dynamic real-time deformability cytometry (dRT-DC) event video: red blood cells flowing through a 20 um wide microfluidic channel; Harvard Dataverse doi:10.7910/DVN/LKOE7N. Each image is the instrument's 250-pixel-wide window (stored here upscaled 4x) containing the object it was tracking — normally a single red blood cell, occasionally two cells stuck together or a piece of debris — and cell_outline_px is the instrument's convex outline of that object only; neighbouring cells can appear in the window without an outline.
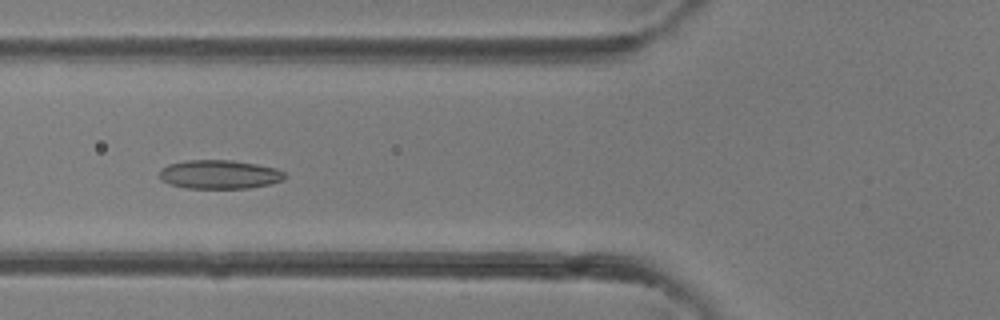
{"species": "common noctule bat (a hibernating species)", "species_latin": "Nyctalus noctula", "temperature_condition": "room temperature", "stored_images_in_passage": 34, "camera_frame_rate_fps": 3000, "um_per_image_px": 0.085, "animal": {"sex": "female"}, "frame": {"image": 1, "passage_image": 9, "time_ms": 2.667, "image_size_px": [1000, 320], "cell_outline_px": [[288, 176], [284, 180], [268, 184], [248, 188], [184, 188], [168, 184], [160, 180], [160, 168], [168, 164], [188, 160], [232, 160], [256, 164], [276, 168], [284, 172]], "centroid_in_image_um": [18.64, 14.83], "position_along_channel_um": 107.2, "area_um2": 21.21}}
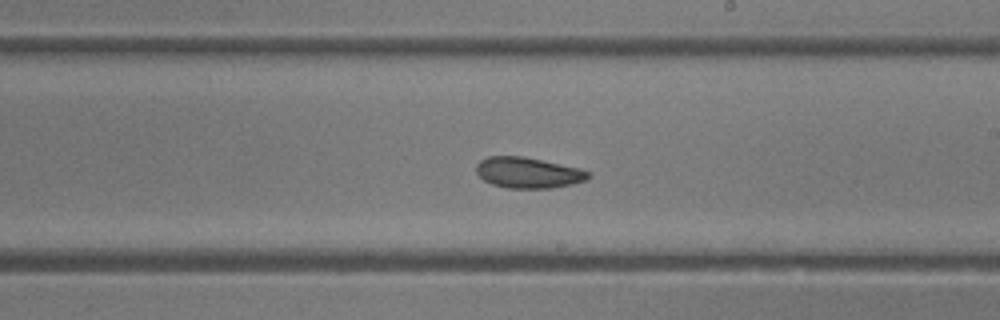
{"frame": {"image": 2, "passage_image": 17, "time_ms": 5.333, "image_size_px": [1000, 320], "cell_outline_px": [[592, 176], [588, 180], [572, 184], [552, 188], [508, 188], [492, 184], [484, 180], [476, 172], [476, 164], [480, 160], [488, 156], [524, 156], [580, 168], [588, 172]], "centroid_in_image_um": [44.9, 14.67], "position_along_channel_um": 244.1, "area_um2": 20.23}}
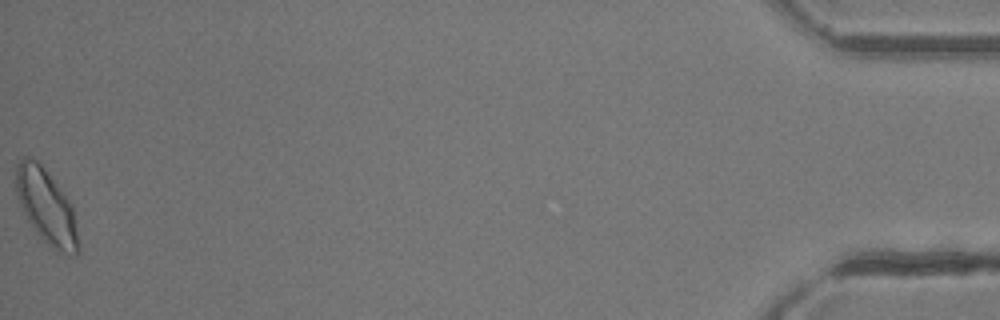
{"frame": {"image": 3, "passage_image": 34, "time_ms": 11.0, "image_size_px": [1000, 320], "cell_outline_px": [[80, 252], [76, 256], [72, 256], [52, 248], [36, 232], [28, 220], [20, 204], [16, 192], [16, 164], [24, 156], [32, 156], [40, 160], [72, 204], [80, 248]], "centroid_in_image_um": [3.96, 17.52], "position_along_channel_um": 431.2, "area_um2": 27.4}}